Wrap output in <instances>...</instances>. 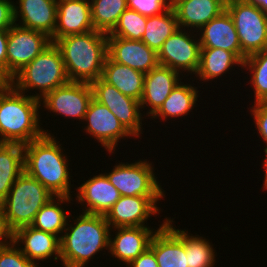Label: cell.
Returning <instances> with one entry per match:
<instances>
[{"label": "cell", "instance_id": "6da1fadb", "mask_svg": "<svg viewBox=\"0 0 267 267\" xmlns=\"http://www.w3.org/2000/svg\"><path fill=\"white\" fill-rule=\"evenodd\" d=\"M42 137L23 145L24 171L38 180L53 196L72 197L69 160L55 135ZM64 150V151H63ZM64 153V154H63Z\"/></svg>", "mask_w": 267, "mask_h": 267}, {"label": "cell", "instance_id": "7a4b0ae2", "mask_svg": "<svg viewBox=\"0 0 267 267\" xmlns=\"http://www.w3.org/2000/svg\"><path fill=\"white\" fill-rule=\"evenodd\" d=\"M41 101L16 90L9 82L0 88V143L25 145L50 134L41 127Z\"/></svg>", "mask_w": 267, "mask_h": 267}, {"label": "cell", "instance_id": "3957f363", "mask_svg": "<svg viewBox=\"0 0 267 267\" xmlns=\"http://www.w3.org/2000/svg\"><path fill=\"white\" fill-rule=\"evenodd\" d=\"M70 221L60 238L62 267H85L97 253L109 250L111 227L104 215L81 212L73 225Z\"/></svg>", "mask_w": 267, "mask_h": 267}, {"label": "cell", "instance_id": "277c9868", "mask_svg": "<svg viewBox=\"0 0 267 267\" xmlns=\"http://www.w3.org/2000/svg\"><path fill=\"white\" fill-rule=\"evenodd\" d=\"M59 47L71 82L91 84L101 77L108 56L107 34L90 31L59 38Z\"/></svg>", "mask_w": 267, "mask_h": 267}, {"label": "cell", "instance_id": "5b68a950", "mask_svg": "<svg viewBox=\"0 0 267 267\" xmlns=\"http://www.w3.org/2000/svg\"><path fill=\"white\" fill-rule=\"evenodd\" d=\"M16 90L36 94L42 100L48 93L69 82L59 47L52 42L31 62L18 71L9 81ZM36 90L39 92H36Z\"/></svg>", "mask_w": 267, "mask_h": 267}, {"label": "cell", "instance_id": "8992f818", "mask_svg": "<svg viewBox=\"0 0 267 267\" xmlns=\"http://www.w3.org/2000/svg\"><path fill=\"white\" fill-rule=\"evenodd\" d=\"M54 196L25 171L15 180L0 208L11 233L31 226L38 211Z\"/></svg>", "mask_w": 267, "mask_h": 267}, {"label": "cell", "instance_id": "52a82bcc", "mask_svg": "<svg viewBox=\"0 0 267 267\" xmlns=\"http://www.w3.org/2000/svg\"><path fill=\"white\" fill-rule=\"evenodd\" d=\"M225 10L236 28L242 53L247 57L267 49V13L244 0H226Z\"/></svg>", "mask_w": 267, "mask_h": 267}, {"label": "cell", "instance_id": "ba28073f", "mask_svg": "<svg viewBox=\"0 0 267 267\" xmlns=\"http://www.w3.org/2000/svg\"><path fill=\"white\" fill-rule=\"evenodd\" d=\"M153 165L147 159L132 163L119 161L111 172L104 174L121 196L165 197Z\"/></svg>", "mask_w": 267, "mask_h": 267}, {"label": "cell", "instance_id": "9c48e42d", "mask_svg": "<svg viewBox=\"0 0 267 267\" xmlns=\"http://www.w3.org/2000/svg\"><path fill=\"white\" fill-rule=\"evenodd\" d=\"M190 33V34H189ZM196 36V37H195ZM198 34L194 31L179 28L163 43L158 51L159 65L169 67L172 70L195 75L200 62L201 44Z\"/></svg>", "mask_w": 267, "mask_h": 267}, {"label": "cell", "instance_id": "30bf717a", "mask_svg": "<svg viewBox=\"0 0 267 267\" xmlns=\"http://www.w3.org/2000/svg\"><path fill=\"white\" fill-rule=\"evenodd\" d=\"M91 87L93 98L105 105L134 137L140 138V134H143L142 121L145 117V111L141 113L143 110L140 102L123 95L101 77L92 82Z\"/></svg>", "mask_w": 267, "mask_h": 267}, {"label": "cell", "instance_id": "8fae6325", "mask_svg": "<svg viewBox=\"0 0 267 267\" xmlns=\"http://www.w3.org/2000/svg\"><path fill=\"white\" fill-rule=\"evenodd\" d=\"M51 43V38L44 32L27 29L17 24L8 29L7 81Z\"/></svg>", "mask_w": 267, "mask_h": 267}, {"label": "cell", "instance_id": "7c38bea8", "mask_svg": "<svg viewBox=\"0 0 267 267\" xmlns=\"http://www.w3.org/2000/svg\"><path fill=\"white\" fill-rule=\"evenodd\" d=\"M93 98L91 84L69 81L48 93L42 100L44 110L67 119L83 122L88 105ZM81 119V120H80Z\"/></svg>", "mask_w": 267, "mask_h": 267}, {"label": "cell", "instance_id": "4fadbf2b", "mask_svg": "<svg viewBox=\"0 0 267 267\" xmlns=\"http://www.w3.org/2000/svg\"><path fill=\"white\" fill-rule=\"evenodd\" d=\"M83 122L87 124L84 126V132L96 139L109 154H113L117 150L119 140H126V137L134 138L117 117L94 98L88 105Z\"/></svg>", "mask_w": 267, "mask_h": 267}, {"label": "cell", "instance_id": "5bb4252c", "mask_svg": "<svg viewBox=\"0 0 267 267\" xmlns=\"http://www.w3.org/2000/svg\"><path fill=\"white\" fill-rule=\"evenodd\" d=\"M162 198L165 197L121 196L104 215L105 219L111 228L148 226L150 217L161 213L157 204Z\"/></svg>", "mask_w": 267, "mask_h": 267}, {"label": "cell", "instance_id": "9a60e30c", "mask_svg": "<svg viewBox=\"0 0 267 267\" xmlns=\"http://www.w3.org/2000/svg\"><path fill=\"white\" fill-rule=\"evenodd\" d=\"M173 220L165 217L149 244L158 267H188L184 238L173 228Z\"/></svg>", "mask_w": 267, "mask_h": 267}, {"label": "cell", "instance_id": "2e32d148", "mask_svg": "<svg viewBox=\"0 0 267 267\" xmlns=\"http://www.w3.org/2000/svg\"><path fill=\"white\" fill-rule=\"evenodd\" d=\"M112 231H116L115 237L111 234ZM156 231L155 228L152 229L149 226L111 228L108 253L120 264L122 261L127 266L149 247Z\"/></svg>", "mask_w": 267, "mask_h": 267}, {"label": "cell", "instance_id": "e0dca14e", "mask_svg": "<svg viewBox=\"0 0 267 267\" xmlns=\"http://www.w3.org/2000/svg\"><path fill=\"white\" fill-rule=\"evenodd\" d=\"M75 189V201L83 206L84 213L105 215L121 197L104 173L90 177Z\"/></svg>", "mask_w": 267, "mask_h": 267}, {"label": "cell", "instance_id": "ac0fdd59", "mask_svg": "<svg viewBox=\"0 0 267 267\" xmlns=\"http://www.w3.org/2000/svg\"><path fill=\"white\" fill-rule=\"evenodd\" d=\"M108 56L115 62L148 73L159 65L158 54L141 40L107 37Z\"/></svg>", "mask_w": 267, "mask_h": 267}, {"label": "cell", "instance_id": "d6986e66", "mask_svg": "<svg viewBox=\"0 0 267 267\" xmlns=\"http://www.w3.org/2000/svg\"><path fill=\"white\" fill-rule=\"evenodd\" d=\"M12 241L30 261L60 260V238L52 233L25 226L12 233Z\"/></svg>", "mask_w": 267, "mask_h": 267}, {"label": "cell", "instance_id": "ffe728a7", "mask_svg": "<svg viewBox=\"0 0 267 267\" xmlns=\"http://www.w3.org/2000/svg\"><path fill=\"white\" fill-rule=\"evenodd\" d=\"M16 2H14L15 24L44 32L49 37L54 34L58 0H16Z\"/></svg>", "mask_w": 267, "mask_h": 267}, {"label": "cell", "instance_id": "44dd1931", "mask_svg": "<svg viewBox=\"0 0 267 267\" xmlns=\"http://www.w3.org/2000/svg\"><path fill=\"white\" fill-rule=\"evenodd\" d=\"M180 73L169 67L158 65L145 74L141 110L146 111V117H151L181 82ZM148 107V108H147Z\"/></svg>", "mask_w": 267, "mask_h": 267}, {"label": "cell", "instance_id": "7402d4cb", "mask_svg": "<svg viewBox=\"0 0 267 267\" xmlns=\"http://www.w3.org/2000/svg\"><path fill=\"white\" fill-rule=\"evenodd\" d=\"M90 0H58L57 23L52 42L68 35L93 31Z\"/></svg>", "mask_w": 267, "mask_h": 267}, {"label": "cell", "instance_id": "603a6c76", "mask_svg": "<svg viewBox=\"0 0 267 267\" xmlns=\"http://www.w3.org/2000/svg\"><path fill=\"white\" fill-rule=\"evenodd\" d=\"M197 34L201 48L224 49L233 52L242 62L245 60L233 20L226 10L204 25Z\"/></svg>", "mask_w": 267, "mask_h": 267}, {"label": "cell", "instance_id": "cb8c5ba5", "mask_svg": "<svg viewBox=\"0 0 267 267\" xmlns=\"http://www.w3.org/2000/svg\"><path fill=\"white\" fill-rule=\"evenodd\" d=\"M172 8L179 28L197 33L209 21L225 11L226 0H172Z\"/></svg>", "mask_w": 267, "mask_h": 267}, {"label": "cell", "instance_id": "d4e9b609", "mask_svg": "<svg viewBox=\"0 0 267 267\" xmlns=\"http://www.w3.org/2000/svg\"><path fill=\"white\" fill-rule=\"evenodd\" d=\"M101 78L113 85L123 95L141 101L145 73L119 64L107 56Z\"/></svg>", "mask_w": 267, "mask_h": 267}, {"label": "cell", "instance_id": "484cf974", "mask_svg": "<svg viewBox=\"0 0 267 267\" xmlns=\"http://www.w3.org/2000/svg\"><path fill=\"white\" fill-rule=\"evenodd\" d=\"M192 84L180 82L150 118L167 121L168 118H181L192 112L200 95L198 88Z\"/></svg>", "mask_w": 267, "mask_h": 267}, {"label": "cell", "instance_id": "4316f807", "mask_svg": "<svg viewBox=\"0 0 267 267\" xmlns=\"http://www.w3.org/2000/svg\"><path fill=\"white\" fill-rule=\"evenodd\" d=\"M236 65L242 68L243 62L233 52L220 48H201L199 67L195 76L199 81H213L218 77L222 78Z\"/></svg>", "mask_w": 267, "mask_h": 267}, {"label": "cell", "instance_id": "83f0119b", "mask_svg": "<svg viewBox=\"0 0 267 267\" xmlns=\"http://www.w3.org/2000/svg\"><path fill=\"white\" fill-rule=\"evenodd\" d=\"M24 172V147L18 143H0V203L15 180Z\"/></svg>", "mask_w": 267, "mask_h": 267}, {"label": "cell", "instance_id": "f1b7e54d", "mask_svg": "<svg viewBox=\"0 0 267 267\" xmlns=\"http://www.w3.org/2000/svg\"><path fill=\"white\" fill-rule=\"evenodd\" d=\"M71 201L72 197L54 196L38 211L31 226L61 238L68 218L73 219L62 204L72 203Z\"/></svg>", "mask_w": 267, "mask_h": 267}, {"label": "cell", "instance_id": "f546056e", "mask_svg": "<svg viewBox=\"0 0 267 267\" xmlns=\"http://www.w3.org/2000/svg\"><path fill=\"white\" fill-rule=\"evenodd\" d=\"M178 29L177 17L171 6L165 13L146 17L145 33L141 41L158 53L165 40Z\"/></svg>", "mask_w": 267, "mask_h": 267}, {"label": "cell", "instance_id": "4dcf8cb0", "mask_svg": "<svg viewBox=\"0 0 267 267\" xmlns=\"http://www.w3.org/2000/svg\"><path fill=\"white\" fill-rule=\"evenodd\" d=\"M173 228L184 238L188 267H214L217 252L212 242L204 236L190 234L186 229Z\"/></svg>", "mask_w": 267, "mask_h": 267}, {"label": "cell", "instance_id": "1f68e13d", "mask_svg": "<svg viewBox=\"0 0 267 267\" xmlns=\"http://www.w3.org/2000/svg\"><path fill=\"white\" fill-rule=\"evenodd\" d=\"M90 6L94 29L109 34L127 9V0H91Z\"/></svg>", "mask_w": 267, "mask_h": 267}, {"label": "cell", "instance_id": "d6a6232c", "mask_svg": "<svg viewBox=\"0 0 267 267\" xmlns=\"http://www.w3.org/2000/svg\"><path fill=\"white\" fill-rule=\"evenodd\" d=\"M248 70L251 89L254 91V103L267 102V49L247 56L242 69ZM247 68V69H246Z\"/></svg>", "mask_w": 267, "mask_h": 267}, {"label": "cell", "instance_id": "836d02e7", "mask_svg": "<svg viewBox=\"0 0 267 267\" xmlns=\"http://www.w3.org/2000/svg\"><path fill=\"white\" fill-rule=\"evenodd\" d=\"M146 27V16L135 10L126 9L121 14L114 29L107 37H121L129 40H141Z\"/></svg>", "mask_w": 267, "mask_h": 267}, {"label": "cell", "instance_id": "e575fe53", "mask_svg": "<svg viewBox=\"0 0 267 267\" xmlns=\"http://www.w3.org/2000/svg\"><path fill=\"white\" fill-rule=\"evenodd\" d=\"M39 264L30 261L13 241L0 248V267H41Z\"/></svg>", "mask_w": 267, "mask_h": 267}, {"label": "cell", "instance_id": "d590c367", "mask_svg": "<svg viewBox=\"0 0 267 267\" xmlns=\"http://www.w3.org/2000/svg\"><path fill=\"white\" fill-rule=\"evenodd\" d=\"M172 6V0H127V8L150 17L165 13Z\"/></svg>", "mask_w": 267, "mask_h": 267}, {"label": "cell", "instance_id": "8d00e7d4", "mask_svg": "<svg viewBox=\"0 0 267 267\" xmlns=\"http://www.w3.org/2000/svg\"><path fill=\"white\" fill-rule=\"evenodd\" d=\"M250 114L254 119L258 136L260 135L259 137L267 145V102L254 103L250 108Z\"/></svg>", "mask_w": 267, "mask_h": 267}, {"label": "cell", "instance_id": "74e56055", "mask_svg": "<svg viewBox=\"0 0 267 267\" xmlns=\"http://www.w3.org/2000/svg\"><path fill=\"white\" fill-rule=\"evenodd\" d=\"M14 24V1L0 0V29H10Z\"/></svg>", "mask_w": 267, "mask_h": 267}, {"label": "cell", "instance_id": "f35d334b", "mask_svg": "<svg viewBox=\"0 0 267 267\" xmlns=\"http://www.w3.org/2000/svg\"><path fill=\"white\" fill-rule=\"evenodd\" d=\"M126 267H158L154 252L148 247Z\"/></svg>", "mask_w": 267, "mask_h": 267}, {"label": "cell", "instance_id": "ab89813d", "mask_svg": "<svg viewBox=\"0 0 267 267\" xmlns=\"http://www.w3.org/2000/svg\"><path fill=\"white\" fill-rule=\"evenodd\" d=\"M8 29H0V72L7 79Z\"/></svg>", "mask_w": 267, "mask_h": 267}, {"label": "cell", "instance_id": "60d3db41", "mask_svg": "<svg viewBox=\"0 0 267 267\" xmlns=\"http://www.w3.org/2000/svg\"><path fill=\"white\" fill-rule=\"evenodd\" d=\"M12 241V233L9 231L0 208V248Z\"/></svg>", "mask_w": 267, "mask_h": 267}, {"label": "cell", "instance_id": "b9f144b4", "mask_svg": "<svg viewBox=\"0 0 267 267\" xmlns=\"http://www.w3.org/2000/svg\"><path fill=\"white\" fill-rule=\"evenodd\" d=\"M265 153V159L263 160V163H262V167L263 169L265 168V174H264V181H263V186H262V189L263 191L264 190H267V147L264 148V151Z\"/></svg>", "mask_w": 267, "mask_h": 267}, {"label": "cell", "instance_id": "7bdbcfd3", "mask_svg": "<svg viewBox=\"0 0 267 267\" xmlns=\"http://www.w3.org/2000/svg\"><path fill=\"white\" fill-rule=\"evenodd\" d=\"M245 2L249 3V4H253L256 6H260L262 3H267V0H244Z\"/></svg>", "mask_w": 267, "mask_h": 267}, {"label": "cell", "instance_id": "ee69618b", "mask_svg": "<svg viewBox=\"0 0 267 267\" xmlns=\"http://www.w3.org/2000/svg\"><path fill=\"white\" fill-rule=\"evenodd\" d=\"M8 83L7 79L0 72V88L4 87Z\"/></svg>", "mask_w": 267, "mask_h": 267}, {"label": "cell", "instance_id": "f6af8a7d", "mask_svg": "<svg viewBox=\"0 0 267 267\" xmlns=\"http://www.w3.org/2000/svg\"><path fill=\"white\" fill-rule=\"evenodd\" d=\"M259 8H260L262 11H264V12L267 13V3H262V4L259 6Z\"/></svg>", "mask_w": 267, "mask_h": 267}]
</instances>
